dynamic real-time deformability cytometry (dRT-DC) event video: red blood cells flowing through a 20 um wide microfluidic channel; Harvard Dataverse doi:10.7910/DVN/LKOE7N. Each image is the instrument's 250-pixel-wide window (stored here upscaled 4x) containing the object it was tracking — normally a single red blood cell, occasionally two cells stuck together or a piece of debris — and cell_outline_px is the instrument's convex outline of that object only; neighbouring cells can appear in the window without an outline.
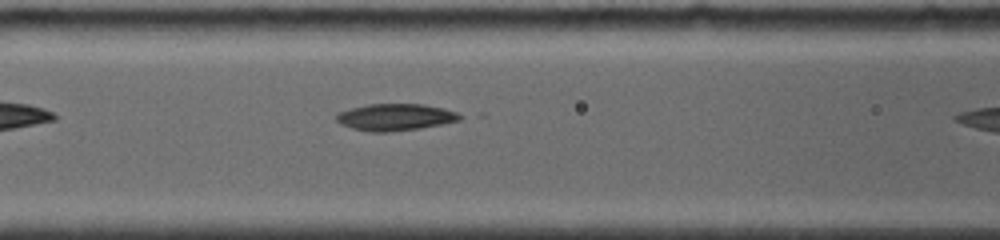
{"species": "common noctule bat (a hibernating species)", "species_latin": "Nyctalus noctula", "temperature_condition": "room temperature", "stored_images_in_passage": 36, "camera_frame_rate_fps": 4000, "um_per_image_px": 0.085, "animal": {"sex": "female", "body_mass_g": 19.0, "forearm_length_mm": 56.7}, "frame": {"image": 1, "passage_image": 7, "time_ms": 1.5, "image_size_px": [1000, 240], "cell_outline_px": [[464, 116], [460, 120], [420, 128], [388, 132], [368, 132], [352, 128], [340, 124], [336, 120], [336, 116], [340, 112], [352, 108], [368, 104], [424, 104], [444, 108], [456, 112]], "centroid_in_image_um": [33.61, 9.96], "position_along_channel_um": 133.0, "area_um2": 19.25}}
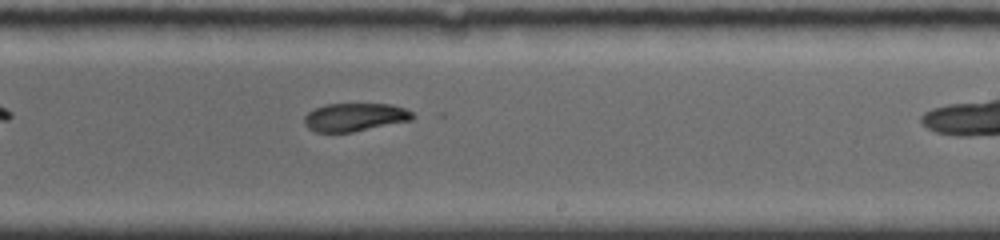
{"frame": {"image": 2, "passage_image": 20, "time_ms": 4.75, "image_size_px": [1000, 240], "cell_outline_px": [[420, 116], [412, 120], [352, 132], [316, 132], [308, 128], [304, 124], [304, 116], [308, 112], [316, 108], [328, 104], [392, 104], [404, 108]], "centroid_in_image_um": [30.2, 9.96], "position_along_channel_um": 258.8, "area_um2": 17.86}}
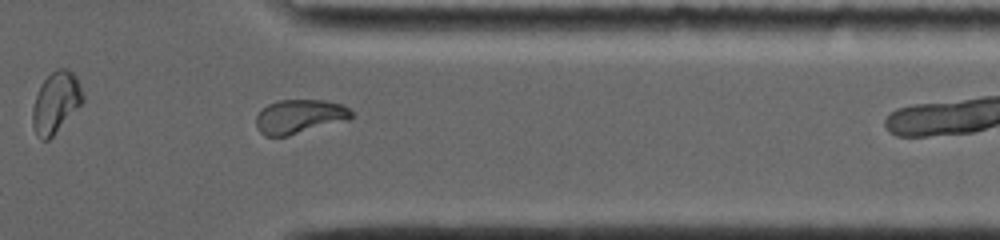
{"frame": {"image": 3, "passage_image": 33, "time_ms": 8.0, "image_size_px": [1000, 240], "cell_outline_px": [[352, 116], [348, 120], [288, 136], [264, 136], [256, 128], [256, 116], [268, 104], [280, 100], [324, 100], [344, 104], [352, 112]], "centroid_in_image_um": [25.46, 9.91], "position_along_channel_um": 385.9, "area_um2": 18.96}}